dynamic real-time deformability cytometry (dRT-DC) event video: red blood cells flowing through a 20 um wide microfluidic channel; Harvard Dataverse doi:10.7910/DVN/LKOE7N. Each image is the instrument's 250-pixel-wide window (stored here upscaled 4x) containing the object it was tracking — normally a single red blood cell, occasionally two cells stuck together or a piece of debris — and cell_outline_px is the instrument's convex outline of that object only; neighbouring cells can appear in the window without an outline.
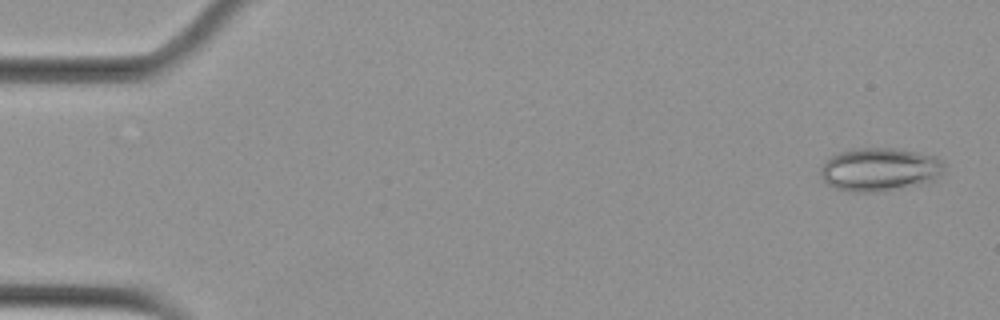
{"species": "Egyptian fruit bat (a non-hibernating species)", "species_latin": "Rousettus aegyptiacus", "temperature_condition": "cold", "stored_images_in_passage": 56, "camera_frame_rate_fps": 3000, "um_per_image_px": 0.085, "animal": {"sex": "female"}, "frame": {"image": 1, "passage_image": 2, "time_ms": 0.333, "image_size_px": [1000, 320], "cell_outline_px": [[948, 164], [944, 172], [936, 180], [920, 184], [884, 192], [848, 192], [836, 188], [828, 184], [824, 180], [820, 172], [820, 168], [832, 156], [840, 152], [852, 148], [896, 148], [936, 156]], "centroid_in_image_um": [74.84, 14.41], "position_along_channel_um": 10.2, "area_um2": 31.67}}
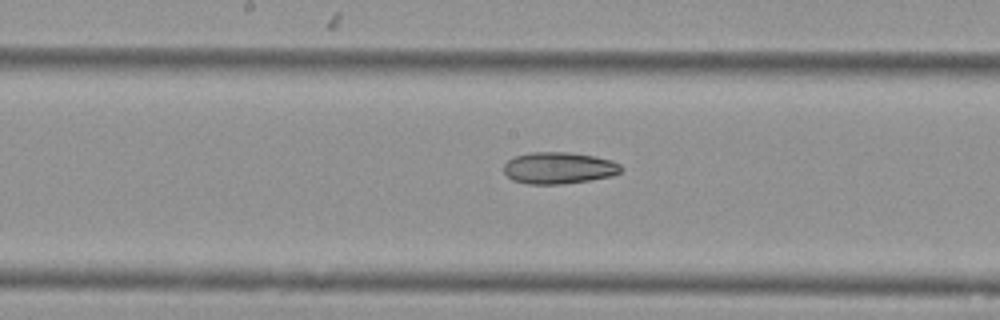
{"frame": {"image": 2, "passage_image": 29, "time_ms": 9.333, "image_size_px": [1000, 320], "cell_outline_px": [[624, 168], [620, 172], [612, 176], [588, 180], [560, 184], [528, 184], [512, 180], [504, 172], [504, 164], [512, 156], [532, 152], [568, 152], [592, 156], [612, 160], [620, 164]], "centroid_in_image_um": [47.48, 14.27], "position_along_channel_um": 200.7, "area_um2": 21.68}}
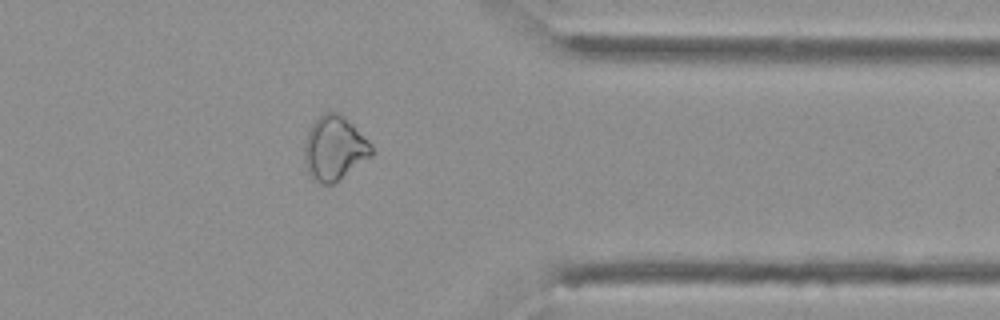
{"frame": {"image": 3, "passage_image": 45, "time_ms": 14.667, "image_size_px": [1000, 320], "cell_outline_px": [[376, 152], [372, 156], [332, 184], [320, 184], [308, 176], [304, 160], [304, 144], [308, 132], [312, 124], [324, 112], [336, 112], [344, 116], [372, 144]], "centroid_in_image_um": [28.42, 12.62], "position_along_channel_um": 383.0, "area_um2": 25.2}, "authors_computed_cell_mechanics": {"area_um2": 26.0678, "velocity_mm_per_s": 3.6139, "shape_relaxation_time_tau1_ms": null, "shape_relaxation_time_tau2_ms": 8.5518, "deformation_change_tau1": null, "deformation_change_tau2": 0.1662}}